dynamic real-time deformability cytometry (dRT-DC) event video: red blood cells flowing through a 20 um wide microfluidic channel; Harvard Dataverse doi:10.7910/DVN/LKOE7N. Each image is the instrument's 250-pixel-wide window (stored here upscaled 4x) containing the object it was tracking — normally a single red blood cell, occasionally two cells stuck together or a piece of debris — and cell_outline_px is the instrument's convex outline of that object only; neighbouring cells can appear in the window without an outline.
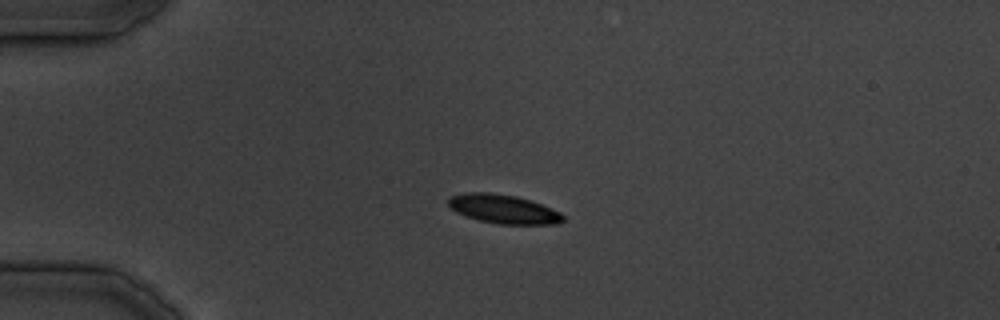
{"species": "common noctule bat (a hibernating species)", "species_latin": "Nyctalus noctula", "temperature_condition": "cold", "stored_images_in_passage": 22, "camera_frame_rate_fps": 3000, "um_per_image_px": 0.085, "animal": {"sex": "male", "body_mass_g": 19.5, "forearm_length_mm": 54.6}, "frame": {"image": 1, "passage_image": 10, "time_ms": 11.667, "image_size_px": [1000, 320], "cell_outline_px": [[564, 220], [556, 224], [500, 224], [480, 220], [456, 212], [448, 204], [448, 200], [452, 196], [464, 192], [488, 192], [516, 196], [540, 204], [560, 212], [564, 216]], "centroid_in_image_um": [42.79, 17.76], "position_along_channel_um": 42.2, "area_um2": 19.02}}